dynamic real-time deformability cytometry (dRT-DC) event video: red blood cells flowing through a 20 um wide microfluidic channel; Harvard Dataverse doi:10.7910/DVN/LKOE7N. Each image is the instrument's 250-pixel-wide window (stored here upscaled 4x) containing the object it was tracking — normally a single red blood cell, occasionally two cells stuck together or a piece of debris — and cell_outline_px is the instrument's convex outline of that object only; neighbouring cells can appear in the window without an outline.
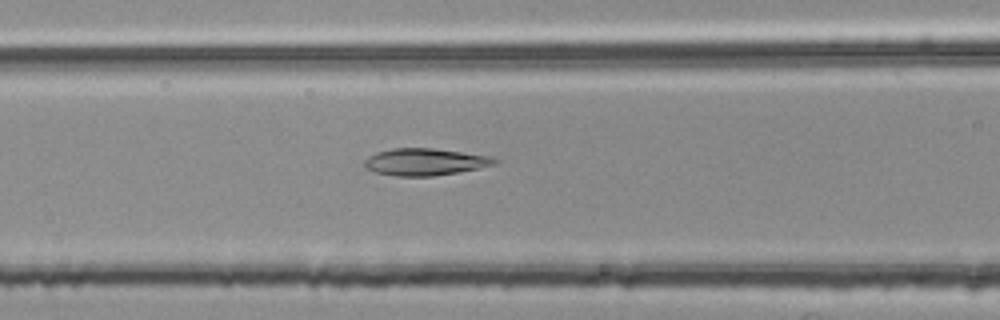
{"species": "common noctule bat (a hibernating species)", "species_latin": "Nyctalus noctula", "temperature_condition": "room temperature", "stored_images_in_passage": 37, "camera_frame_rate_fps": 3000, "um_per_image_px": 0.085, "animal": {"sex": "female", "body_mass_g": 25.1}, "frame": {"image": 1, "passage_image": 8, "time_ms": 2.333, "image_size_px": [1000, 320], "cell_outline_px": [[500, 160], [496, 164], [456, 172], [432, 176], [396, 176], [376, 172], [364, 168], [364, 160], [368, 156], [376, 152], [392, 148], [432, 148], [488, 156]], "centroid_in_image_um": [36.06, 13.76], "position_along_channel_um": 130.5, "area_um2": 20.29}}
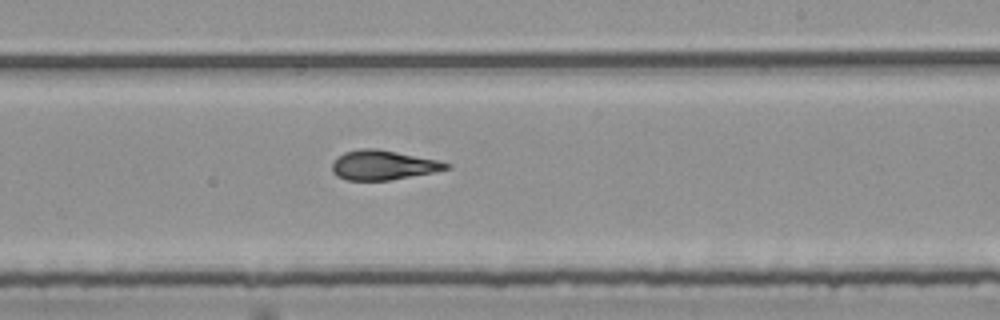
{"frame": {"image": 2, "passage_image": 18, "time_ms": 5.667, "image_size_px": [1000, 320], "cell_outline_px": [[452, 168], [432, 172], [388, 180], [348, 180], [336, 176], [332, 172], [332, 164], [336, 156], [344, 152], [360, 148], [376, 148], [440, 160], [452, 164]], "centroid_in_image_um": [32.55, 14.02], "position_along_channel_um": 256.4, "area_um2": 19.77}}
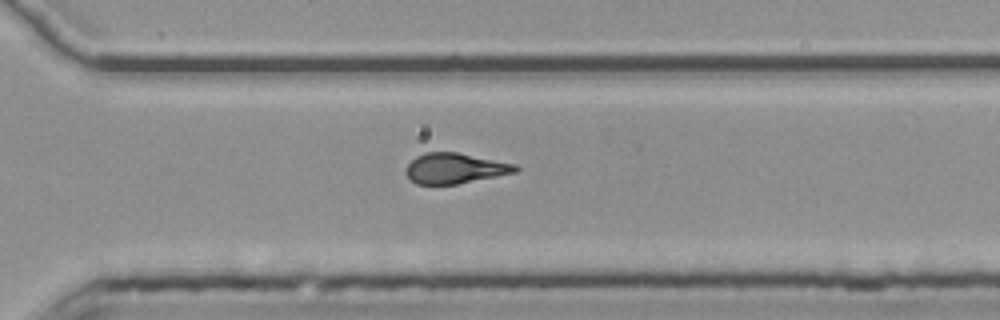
{"frame": {"image": 3, "passage_image": 24, "time_ms": 7.667, "image_size_px": [1000, 320], "cell_outline_px": [[520, 168], [516, 172], [456, 184], [416, 184], [404, 172], [408, 164], [416, 156], [424, 152], [456, 152], [516, 164]], "centroid_in_image_um": [38.65, 14.3], "position_along_channel_um": 331.9, "area_um2": 19.25}, "authors_computed_cell_mechanics": {"area_um2": 19.7676, "velocity_mm_per_s": 3.7845, "shape_relaxation_time_tau1_ms": 7.3076, "shape_relaxation_time_tau2_ms": 2.1758, "deformation_change_tau1": 0.2199, "deformation_change_tau2": 0.1251}}